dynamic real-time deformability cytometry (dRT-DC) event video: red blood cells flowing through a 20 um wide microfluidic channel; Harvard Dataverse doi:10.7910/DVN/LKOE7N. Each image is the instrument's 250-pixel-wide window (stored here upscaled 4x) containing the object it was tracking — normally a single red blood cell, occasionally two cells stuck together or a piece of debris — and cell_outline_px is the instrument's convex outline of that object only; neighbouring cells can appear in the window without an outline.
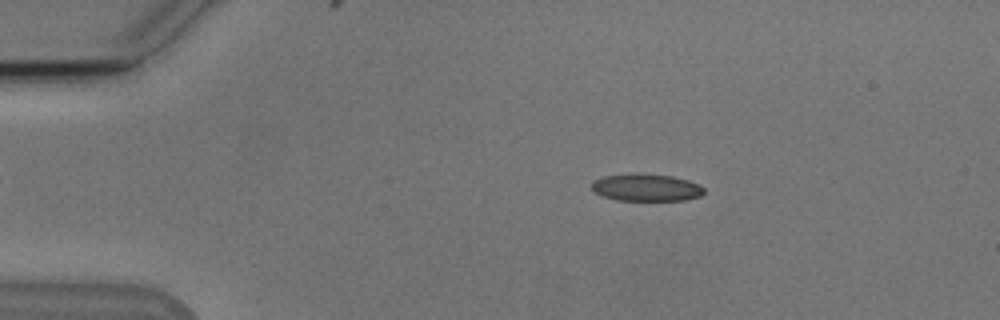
{"species": "Egyptian fruit bat (a non-hibernating species)", "species_latin": "Rousettus aegyptiacus", "temperature_condition": "cold", "stored_images_in_passage": 54, "camera_frame_rate_fps": 3000, "um_per_image_px": 0.085, "animal": {"sex": "male"}, "frame": {"image": 1, "passage_image": 10, "time_ms": 3.0, "image_size_px": [1000, 320], "cell_outline_px": [[704, 192], [700, 196], [684, 200], [616, 200], [604, 196], [596, 192], [592, 188], [592, 180], [604, 176], [672, 176], [688, 180], [700, 184], [704, 188]], "centroid_in_image_um": [54.98, 15.98], "position_along_channel_um": 30.0, "area_um2": 16.99}}
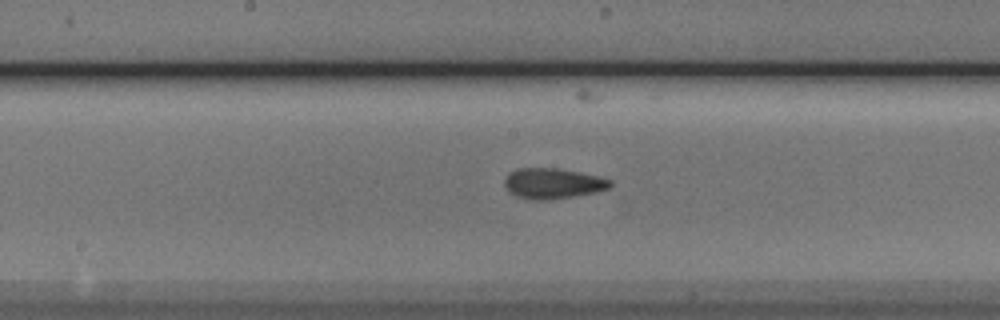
{"frame": {"image": 2, "passage_image": 28, "time_ms": 9.0, "image_size_px": [1000, 320], "cell_outline_px": [[612, 184], [608, 188], [596, 192], [548, 200], [532, 200], [516, 196], [508, 192], [504, 184], [504, 180], [508, 172], [516, 168], [556, 168], [580, 172], [612, 180]], "centroid_in_image_um": [46.93, 15.59], "position_along_channel_um": 201.3, "area_um2": 18.84}}
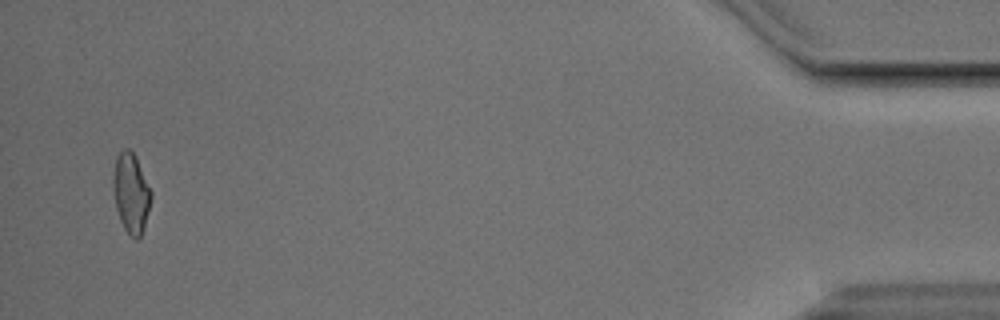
{"frame": {"image": 3, "passage_image": 52, "time_ms": 17.0, "image_size_px": [1000, 320], "cell_outline_px": [[152, 196], [144, 228], [140, 236], [136, 240], [124, 228], [120, 220], [116, 208], [112, 188], [112, 180], [116, 156], [124, 148], [128, 148], [136, 156], [152, 192]], "centroid_in_image_um": [11.13, 16.38], "position_along_channel_um": 424.1, "area_um2": 17.69}, "authors_computed_cell_mechanics": {"area_um2": 17.8602, "velocity_mm_per_s": 3.8274, "shape_relaxation_time_tau1_ms": 3.5934, "shape_relaxation_time_tau2_ms": 2.1553, "deformation_change_tau1": 0.1343, "deformation_change_tau2": 0.0955}}